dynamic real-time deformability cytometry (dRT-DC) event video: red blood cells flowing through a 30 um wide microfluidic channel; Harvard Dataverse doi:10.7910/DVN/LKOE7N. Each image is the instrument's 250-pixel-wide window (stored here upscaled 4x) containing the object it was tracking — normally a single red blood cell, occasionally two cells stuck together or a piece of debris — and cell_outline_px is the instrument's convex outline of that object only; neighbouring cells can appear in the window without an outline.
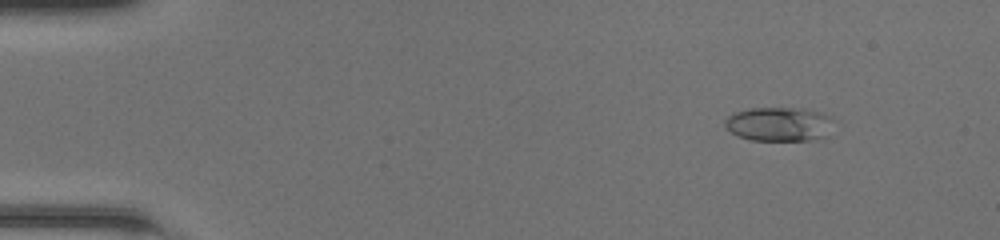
{"species": "common noctule bat (a hibernating species)", "species_latin": "Nyctalus noctula", "temperature_condition": "room temperature", "stored_images_in_passage": 49, "camera_frame_rate_fps": 3000, "um_per_image_px": 0.085, "animal": {"sex": "female", "body_mass_g": 20.0, "forearm_length_mm": 54.0}, "frame": {"image": 1, "passage_image": 6, "time_ms": 1.667, "image_size_px": [1000, 240], "cell_outline_px": [[836, 120], [828, 136], [812, 140], [752, 140], [740, 136], [732, 132], [724, 124], [724, 120], [728, 116], [736, 112], [748, 108], [804, 108], [820, 112], [832, 116]], "centroid_in_image_um": [66.31, 10.54], "position_along_channel_um": 18.7, "area_um2": 21.91}}
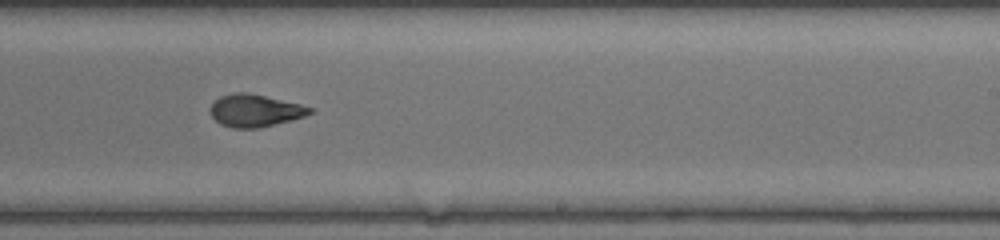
{"frame": {"image": 2, "passage_image": 31, "time_ms": 10.0, "image_size_px": [1000, 240], "cell_outline_px": [[316, 108], [312, 112], [304, 116], [292, 120], [260, 128], [232, 128], [220, 124], [212, 116], [212, 104], [220, 96], [236, 92], [244, 92], [264, 96], [300, 104]], "centroid_in_image_um": [21.71, 9.41], "position_along_channel_um": 267.3, "area_um2": 18.61}}
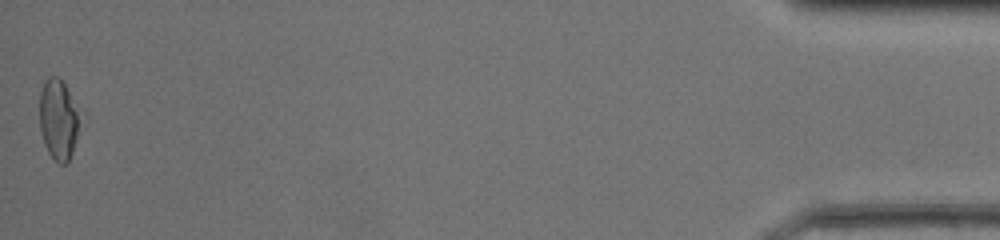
{"frame": {"image": 3, "passage_image": 49, "time_ms": 16.0, "image_size_px": [1000, 240], "cell_outline_px": [[88, 120], [68, 160], [64, 164], [60, 164], [52, 160], [44, 144], [40, 128], [40, 92], [44, 80], [48, 76], [56, 76], [64, 84], [84, 112]], "centroid_in_image_um": [5.09, 10.17], "position_along_channel_um": 430.1, "area_um2": 20.46}, "authors_computed_cell_mechanics": {"area_um2": 19.0162, "velocity_mm_per_s": 4.284, "shape_relaxation_time_tau1_ms": 5.2329, "shape_relaxation_time_tau2_ms": 1.4263, "deformation_change_tau1": 0.2325, "deformation_change_tau2": 0.0843}}